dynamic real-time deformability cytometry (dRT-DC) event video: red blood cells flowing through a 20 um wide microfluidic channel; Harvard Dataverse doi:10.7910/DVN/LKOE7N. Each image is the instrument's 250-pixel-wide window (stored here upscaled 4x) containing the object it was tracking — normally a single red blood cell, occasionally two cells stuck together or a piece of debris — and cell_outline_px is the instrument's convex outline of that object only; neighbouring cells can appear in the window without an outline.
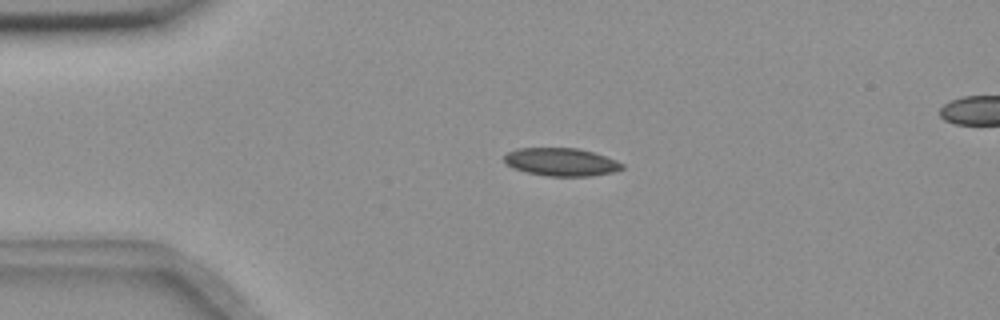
{"species": "common noctule bat (a hibernating species)", "species_latin": "Nyctalus noctula", "temperature_condition": "room temperature", "stored_images_in_passage": 4, "camera_frame_rate_fps": 3000, "um_per_image_px": 0.085, "animal": {"sex": "female", "body_mass_g": 18.4}, "frame": {"image": 1, "passage_image": 2, "time_ms": 0.333, "image_size_px": [1000, 320], "cell_outline_px": [[624, 168], [612, 172], [592, 176], [548, 176], [528, 172], [512, 168], [504, 160], [504, 156], [508, 152], [516, 148], [576, 148], [592, 152], [616, 160], [624, 164]], "centroid_in_image_um": [47.7, 13.77], "position_along_channel_um": 37.3, "area_um2": 19.07}}